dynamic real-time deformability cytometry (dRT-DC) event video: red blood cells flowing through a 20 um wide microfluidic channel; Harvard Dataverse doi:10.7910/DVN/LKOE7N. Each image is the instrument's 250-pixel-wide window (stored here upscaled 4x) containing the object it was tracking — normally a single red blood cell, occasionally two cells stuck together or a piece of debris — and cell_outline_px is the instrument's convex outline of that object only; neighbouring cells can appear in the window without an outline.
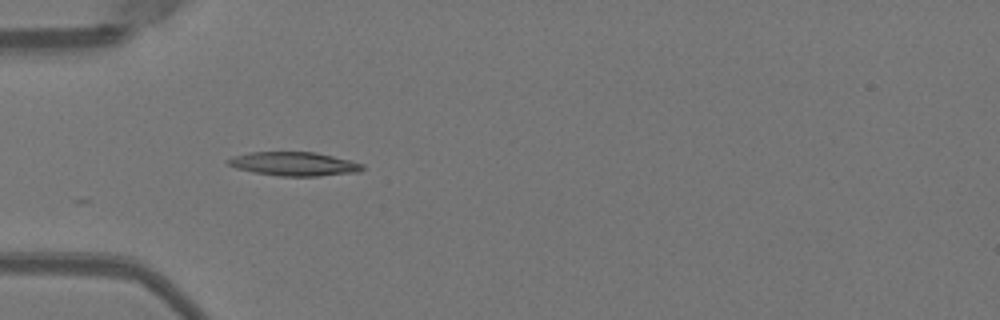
{"species": "Egyptian fruit bat (a non-hibernating species)", "species_latin": "Rousettus aegyptiacus", "temperature_condition": "warm", "stored_images_in_passage": 8, "camera_frame_rate_fps": 3000, "um_per_image_px": 0.085, "animal": {"sex": "female"}, "frame": {"image": 1, "passage_image": 1, "time_ms": 0.0, "image_size_px": [1000, 320], "cell_outline_px": [[364, 168], [360, 172], [320, 176], [280, 176], [252, 172], [236, 168], [228, 164], [224, 160], [232, 156], [248, 152], [316, 152], [364, 164]], "centroid_in_image_um": [24.96, 13.93], "position_along_channel_um": 60.0, "area_um2": 18.79}}
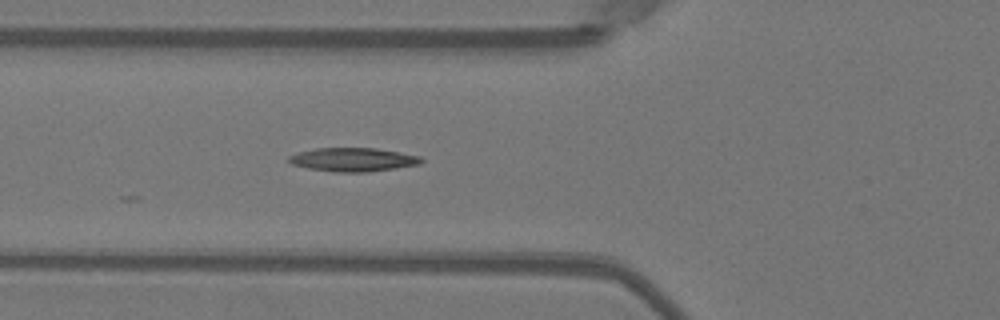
{"frame": {"image": 2, "passage_image": 4, "time_ms": 1.0, "image_size_px": [1000, 320], "cell_outline_px": [[424, 160], [420, 164], [396, 168], [368, 172], [336, 172], [308, 168], [292, 164], [288, 160], [288, 156], [300, 152], [316, 148], [376, 148], [420, 156]], "centroid_in_image_um": [30.02, 13.57], "position_along_channel_um": 95.8, "area_um2": 18.15}}
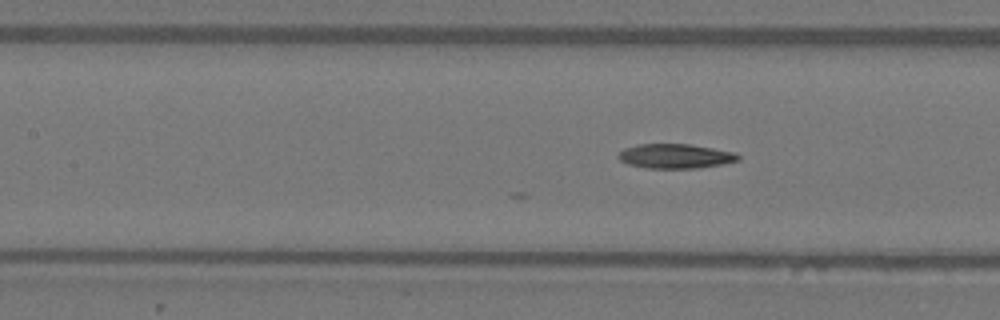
{"frame": {"image": 3, "passage_image": 8, "time_ms": 2.333, "image_size_px": [1000, 320], "cell_outline_px": [[740, 160], [724, 164], [696, 168], [644, 168], [628, 164], [620, 160], [616, 156], [624, 148], [640, 144], [688, 144], [736, 152], [740, 156]], "centroid_in_image_um": [57.41, 13.27], "position_along_channel_um": 150.0, "area_um2": 17.17}}